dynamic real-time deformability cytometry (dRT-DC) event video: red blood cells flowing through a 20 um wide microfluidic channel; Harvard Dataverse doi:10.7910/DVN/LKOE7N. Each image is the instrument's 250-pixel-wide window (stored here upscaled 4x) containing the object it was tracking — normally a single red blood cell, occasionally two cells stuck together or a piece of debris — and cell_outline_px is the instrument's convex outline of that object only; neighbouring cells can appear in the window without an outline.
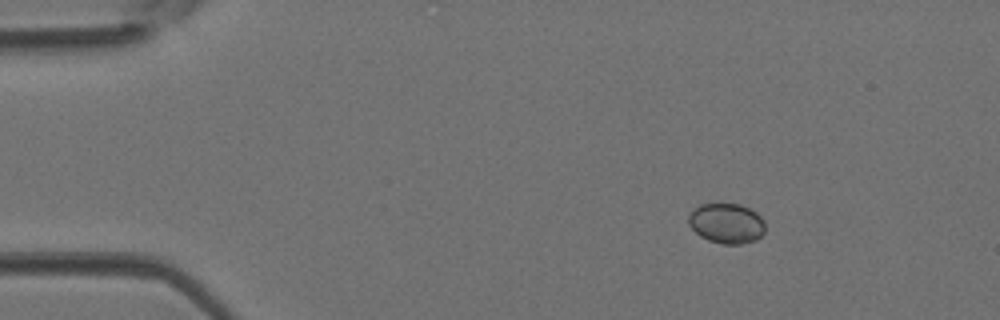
{"species": "Egyptian fruit bat (a non-hibernating species)", "species_latin": "Rousettus aegyptiacus", "temperature_condition": "room temperature", "stored_images_in_passage": 39, "camera_frame_rate_fps": 3000, "um_per_image_px": 0.085, "animal": {"sex": "female"}, "frame": {"image": 1, "passage_image": 1, "time_ms": 0.0, "image_size_px": [1000, 320], "cell_outline_px": [[764, 232], [756, 240], [740, 244], [724, 244], [708, 240], [700, 236], [688, 224], [688, 216], [692, 208], [700, 204], [740, 204], [756, 212], [764, 220]], "centroid_in_image_um": [61.74, 18.98], "position_along_channel_um": 23.3, "area_um2": 17.98}}
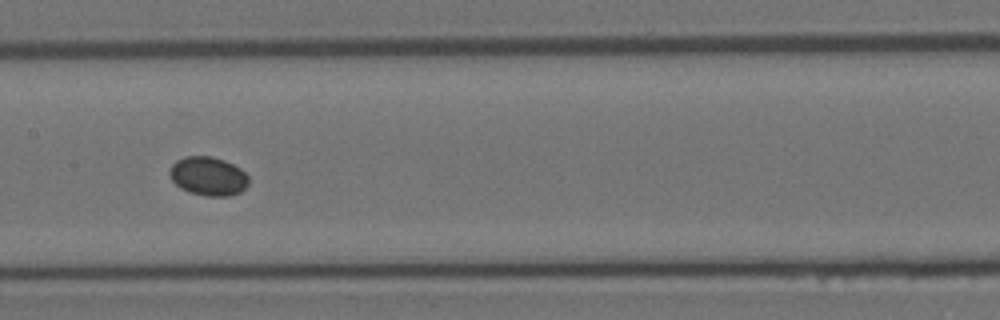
{"frame": {"image": 2, "passage_image": 17, "time_ms": 5.333, "image_size_px": [1000, 320], "cell_outline_px": [[248, 184], [240, 192], [228, 196], [208, 196], [188, 192], [180, 188], [172, 180], [168, 172], [172, 164], [176, 160], [184, 156], [212, 156], [224, 160], [240, 168], [248, 176]], "centroid_in_image_um": [17.67, 14.97], "position_along_channel_um": 189.7, "area_um2": 17.92}}
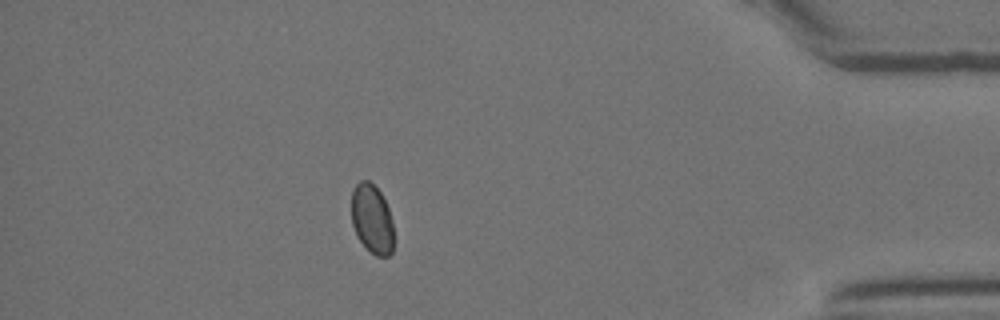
{"frame": {"image": 3, "passage_image": 34, "time_ms": 11.0, "image_size_px": [1000, 320], "cell_outline_px": [[392, 252], [388, 256], [376, 256], [356, 236], [352, 224], [352, 192], [356, 184], [360, 180], [368, 180], [380, 192], [388, 208], [392, 224]], "centroid_in_image_um": [31.6, 18.6], "position_along_channel_um": 403.6, "area_um2": 16.7}}